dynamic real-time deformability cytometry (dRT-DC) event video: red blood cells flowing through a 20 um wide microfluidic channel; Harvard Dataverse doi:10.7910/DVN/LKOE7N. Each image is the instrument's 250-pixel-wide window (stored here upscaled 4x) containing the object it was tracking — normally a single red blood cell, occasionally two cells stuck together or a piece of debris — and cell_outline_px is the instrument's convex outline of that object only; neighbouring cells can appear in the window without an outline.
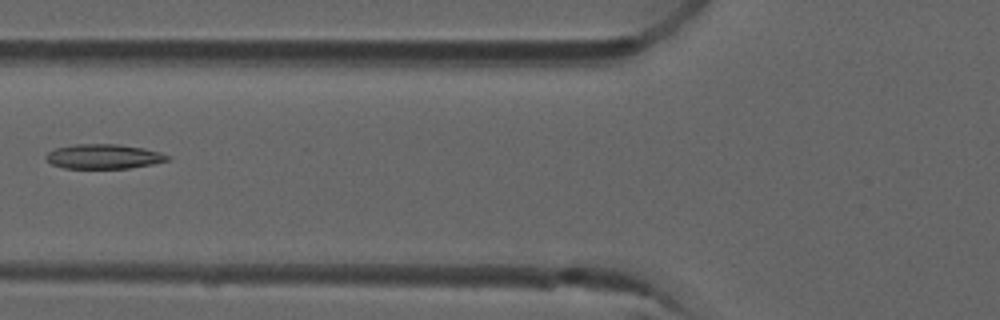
{"species": "common noctule bat (a hibernating species)", "species_latin": "Nyctalus noctula", "temperature_condition": "room temperature", "stored_images_in_passage": 7, "camera_frame_rate_fps": 3000, "um_per_image_px": 0.085, "animal": {"sex": "male", "forearm_length_mm": 52.5}, "frame": {"image": 1, "passage_image": 6, "time_ms": 1.667, "image_size_px": [1000, 320], "cell_outline_px": [[172, 160], [152, 164], [128, 168], [64, 168], [52, 164], [44, 156], [48, 152], [56, 148], [76, 144], [120, 144], [144, 148], [160, 152], [172, 156]], "centroid_in_image_um": [8.87, 13.3], "position_along_channel_um": 116.9, "area_um2": 17.51}}
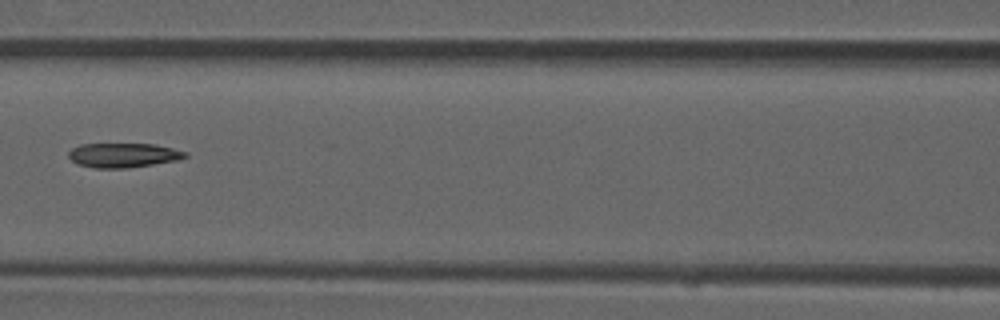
{"frame": {"image": 2, "passage_image": 7, "time_ms": 2.0, "image_size_px": [1000, 320], "cell_outline_px": [[188, 156], [176, 160], [152, 164], [124, 168], [96, 168], [76, 164], [68, 156], [68, 152], [72, 148], [80, 144], [152, 144], [172, 148], [188, 152]], "centroid_in_image_um": [10.45, 13.19], "position_along_channel_um": 156.2, "area_um2": 16.47}}